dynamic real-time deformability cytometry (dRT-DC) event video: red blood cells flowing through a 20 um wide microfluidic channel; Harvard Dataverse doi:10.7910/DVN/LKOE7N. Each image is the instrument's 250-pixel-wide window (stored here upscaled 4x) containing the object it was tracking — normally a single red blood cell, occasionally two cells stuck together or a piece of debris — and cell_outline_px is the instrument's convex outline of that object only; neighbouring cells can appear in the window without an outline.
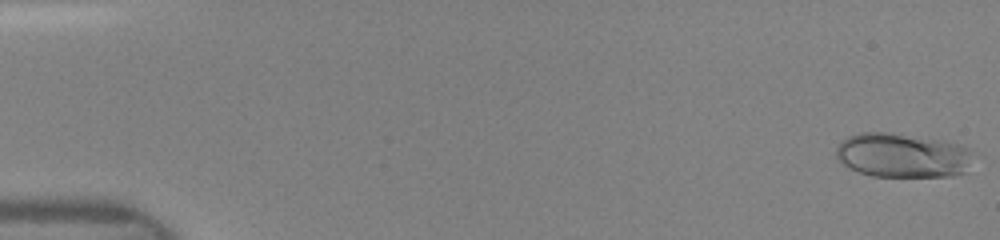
{"species": "human", "species_latin": "Homo sapiens", "temperature_condition": "room temperature", "stored_images_in_passage": 16, "camera_frame_rate_fps": 3000, "um_per_image_px": 0.085, "donor": {"sex": "female"}, "frame": {"image": 1, "passage_image": 1, "time_ms": 0.0, "image_size_px": [1000, 240], "cell_outline_px": [[972, 152], [964, 172], [952, 176], [872, 176], [848, 168], [836, 160], [836, 148], [848, 136], [860, 132], [892, 132], [936, 140], [956, 144], [968, 148]], "centroid_in_image_um": [76.62, 13.2], "position_along_channel_um": 8.4, "area_um2": 35.03}}
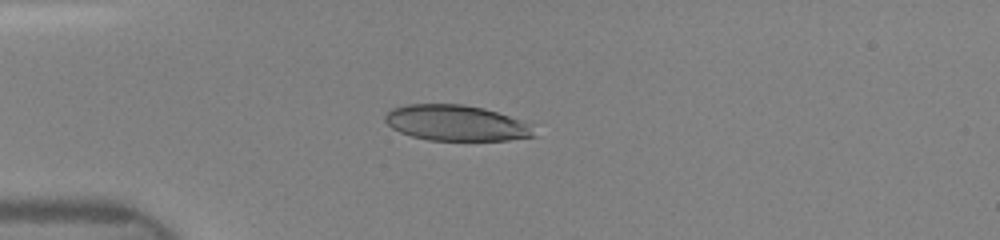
{"frame": {"image": 2, "passage_image": 11, "time_ms": 4.0, "image_size_px": [1000, 240], "cell_outline_px": [[536, 136], [508, 140], [428, 140], [412, 136], [400, 132], [392, 128], [384, 120], [384, 116], [392, 108], [408, 104], [464, 104], [484, 108], [524, 120], [532, 124]], "centroid_in_image_um": [38.81, 10.45], "position_along_channel_um": 46.2, "area_um2": 31.21}}
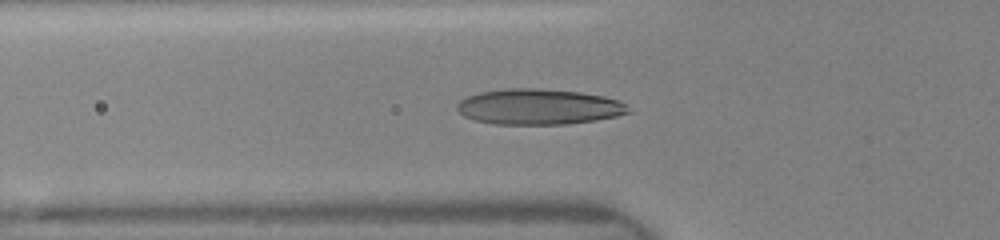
{"frame": {"image": 3, "passage_image": 15, "time_ms": 5.333, "image_size_px": [1000, 240], "cell_outline_px": [[632, 112], [616, 116], [596, 120], [568, 124], [496, 124], [476, 120], [464, 116], [456, 108], [456, 104], [460, 100], [468, 96], [480, 92], [504, 88], [536, 88], [580, 92], [604, 96], [620, 100]], "centroid_in_image_um": [45.8, 9.07], "position_along_channel_um": 80.0, "area_um2": 35.6}}